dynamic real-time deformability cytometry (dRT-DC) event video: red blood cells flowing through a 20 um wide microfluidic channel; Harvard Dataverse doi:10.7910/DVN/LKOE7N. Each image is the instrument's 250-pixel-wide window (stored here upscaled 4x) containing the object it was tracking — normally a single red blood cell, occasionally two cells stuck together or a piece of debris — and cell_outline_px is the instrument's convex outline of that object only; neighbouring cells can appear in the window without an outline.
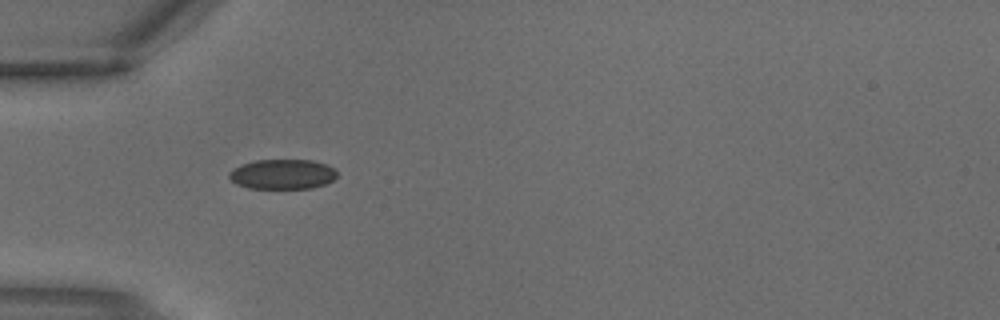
{"species": "common noctule bat (a hibernating species)", "species_latin": "Nyctalus noctula", "temperature_condition": "warm", "stored_images_in_passage": 1, "camera_frame_rate_fps": 3000, "um_per_image_px": 0.085, "animal": {"sex": "male", "body_mass_g": 18.8}, "frame": {"image": 1, "passage_image": 1, "time_ms": 0.0, "image_size_px": [1000, 320], "cell_outline_px": [[336, 176], [332, 180], [324, 184], [312, 188], [248, 188], [236, 184], [228, 176], [228, 172], [232, 168], [240, 164], [256, 160], [312, 160], [324, 164], [332, 168], [336, 172]], "centroid_in_image_um": [23.95, 14.8], "position_along_channel_um": 61.1, "area_um2": 18.73}}